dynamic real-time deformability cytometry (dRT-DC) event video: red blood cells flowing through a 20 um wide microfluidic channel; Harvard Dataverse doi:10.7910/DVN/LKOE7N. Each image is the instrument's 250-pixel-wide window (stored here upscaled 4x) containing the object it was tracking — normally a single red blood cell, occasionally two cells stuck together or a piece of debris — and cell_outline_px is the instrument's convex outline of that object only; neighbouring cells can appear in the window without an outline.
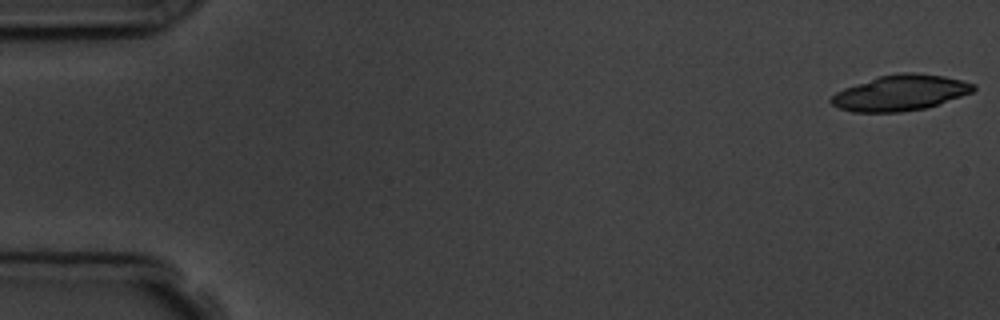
{"species": "common noctule bat (a hibernating species)", "species_latin": "Nyctalus noctula", "temperature_condition": "room temperature", "stored_images_in_passage": 5, "camera_frame_rate_fps": 3000, "um_per_image_px": 0.085, "animal": {"sex": "male", "body_mass_g": 19.5, "forearm_length_mm": 54.6}, "frame": {"image": 1, "passage_image": 1, "time_ms": 0.0, "image_size_px": [1000, 320], "cell_outline_px": [[976, 88], [972, 92], [924, 108], [900, 112], [852, 112], [840, 108], [832, 104], [828, 100], [836, 92], [844, 88], [876, 76], [896, 72], [916, 72], [944, 76], [976, 84]], "centroid_in_image_um": [76.49, 7.87], "position_along_channel_um": 8.5, "area_um2": 29.54}}